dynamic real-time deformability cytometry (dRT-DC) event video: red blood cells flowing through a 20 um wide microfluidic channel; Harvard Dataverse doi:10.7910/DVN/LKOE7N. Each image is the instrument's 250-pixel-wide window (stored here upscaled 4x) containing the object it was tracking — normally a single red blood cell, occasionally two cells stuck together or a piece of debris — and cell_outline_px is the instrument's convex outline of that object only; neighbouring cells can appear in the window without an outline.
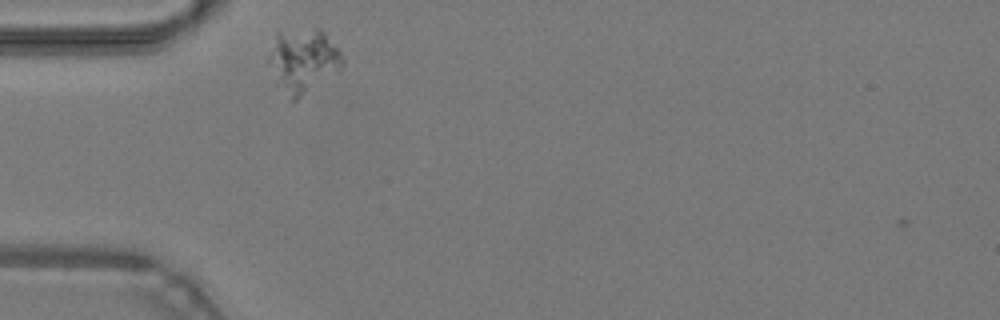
{"species": "common noctule bat (a hibernating species)", "species_latin": "Nyctalus noctula", "temperature_condition": "warm", "stored_images_in_passage": 3, "camera_frame_rate_fps": 3000, "um_per_image_px": 0.085, "animal": {"sex": "male", "body_mass_g": 19.2, "forearm_length_mm": 51.8}, "frame": {"image": 1, "passage_image": 2, "time_ms": 0.333, "image_size_px": [1000, 320], "cell_outline_px": [[344, 64], [296, 100], [292, 100], [276, 84], [268, 60], [268, 56], [276, 32], [312, 28], [320, 28], [324, 32], [340, 52], [344, 60]], "centroid_in_image_um": [25.72, 5.11], "position_along_channel_um": 59.3, "area_um2": 26.82}}